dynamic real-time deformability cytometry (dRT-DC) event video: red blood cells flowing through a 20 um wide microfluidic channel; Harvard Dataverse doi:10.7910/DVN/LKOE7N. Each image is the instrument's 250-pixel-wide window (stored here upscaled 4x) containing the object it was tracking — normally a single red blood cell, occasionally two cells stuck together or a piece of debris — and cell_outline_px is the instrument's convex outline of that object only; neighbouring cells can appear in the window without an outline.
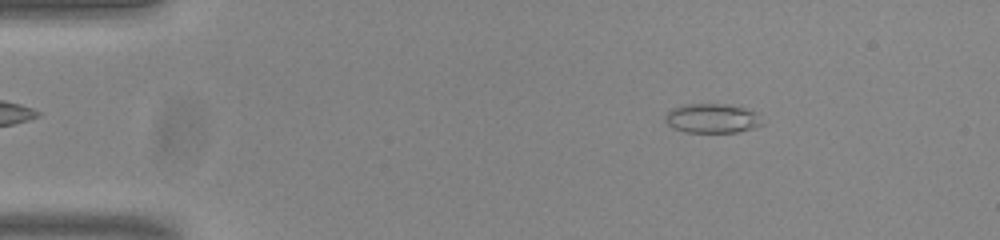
{"species": "common noctule bat (a hibernating species)", "species_latin": "Nyctalus noctula", "temperature_condition": "room temperature", "stored_images_in_passage": 46, "camera_frame_rate_fps": 3000, "um_per_image_px": 0.085, "animal": {"sex": "male", "body_mass_g": 20.0, "forearm_length_mm": 53.3}, "frame": {"image": 1, "passage_image": 1, "time_ms": 0.0, "image_size_px": [1000, 240], "cell_outline_px": [[764, 124], [752, 128], [736, 132], [684, 132], [672, 128], [664, 120], [664, 116], [672, 108], [684, 104], [732, 104], [756, 112]], "centroid_in_image_um": [60.51, 10.05], "position_along_channel_um": 24.5, "area_um2": 16.7}}
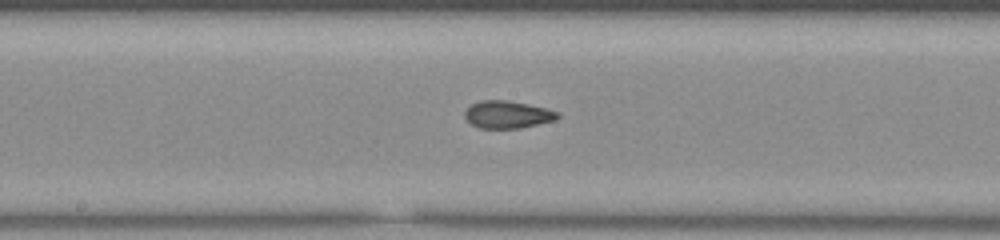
{"frame": {"image": 2, "passage_image": 21, "time_ms": 6.667, "image_size_px": [1000, 240], "cell_outline_px": [[560, 116], [556, 120], [520, 128], [480, 128], [472, 124], [464, 116], [464, 112], [472, 104], [480, 100], [504, 100], [528, 104], [560, 112]], "centroid_in_image_um": [43.15, 9.74], "position_along_channel_um": 205.0, "area_um2": 14.74}}
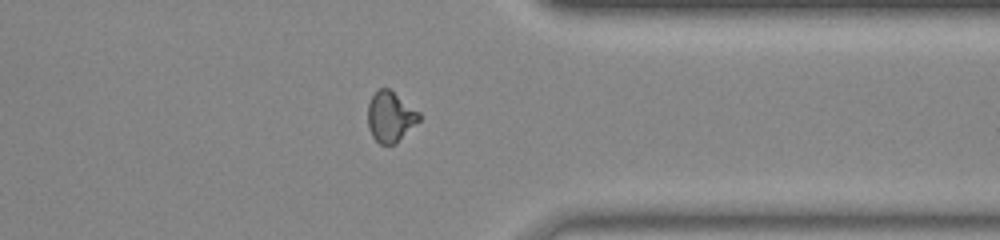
{"frame": {"image": 3, "passage_image": 35, "time_ms": 11.333, "image_size_px": [1000, 240], "cell_outline_px": [[420, 120], [396, 144], [380, 144], [372, 136], [368, 128], [368, 104], [372, 96], [380, 88], [388, 88], [420, 112]], "centroid_in_image_um": [33.18, 9.94], "position_along_channel_um": 378.2, "area_um2": 15.03}, "authors_computed_cell_mechanics": {"area_um2": 14.8835, "velocity_mm_per_s": 3.8433, "shape_relaxation_time_tau1_ms": null, "shape_relaxation_time_tau2_ms": 1.7069, "deformation_change_tau1": null, "deformation_change_tau2": 0.0852}}